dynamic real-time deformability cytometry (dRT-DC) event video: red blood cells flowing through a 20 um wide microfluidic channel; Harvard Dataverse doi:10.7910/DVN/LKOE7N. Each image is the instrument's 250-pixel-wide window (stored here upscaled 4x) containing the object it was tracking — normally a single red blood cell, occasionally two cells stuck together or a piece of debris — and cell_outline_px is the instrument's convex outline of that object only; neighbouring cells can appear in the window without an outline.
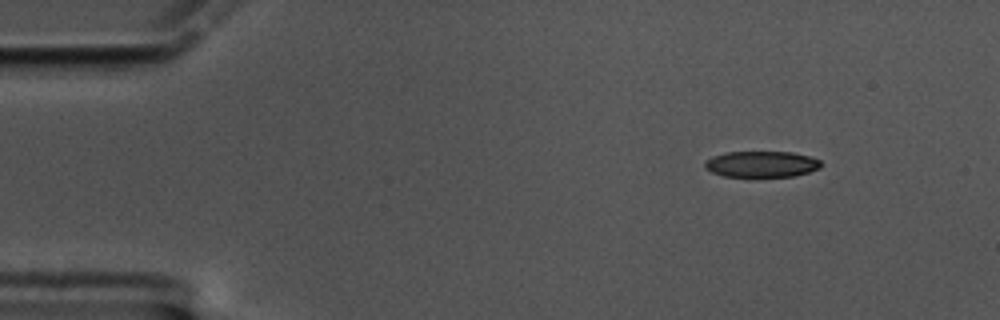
{"species": "common noctule bat (a hibernating species)", "species_latin": "Nyctalus noctula", "temperature_condition": "cold", "stored_images_in_passage": 54, "camera_frame_rate_fps": 3000, "um_per_image_px": 0.085, "animal": {"sex": "male", "body_mass_g": 17.5, "forearm_length_mm": 52.3}, "frame": {"image": 1, "passage_image": 1, "time_ms": 0.0, "image_size_px": [1000, 320], "cell_outline_px": [[824, 164], [820, 168], [796, 176], [724, 176], [712, 172], [704, 168], [704, 160], [712, 156], [724, 152], [792, 152], [808, 156], [820, 160]], "centroid_in_image_um": [64.72, 13.94], "position_along_channel_um": 20.3, "area_um2": 17.74}}
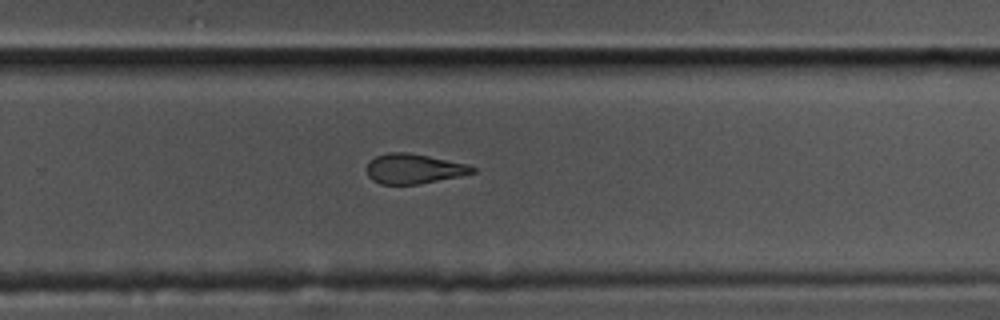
{"frame": {"image": 2, "passage_image": 33, "time_ms": 10.667, "image_size_px": [1000, 320], "cell_outline_px": [[476, 172], [460, 176], [420, 184], [380, 184], [372, 180], [368, 176], [364, 168], [368, 160], [376, 156], [388, 152], [408, 152], [468, 164], [476, 168]], "centroid_in_image_um": [35.12, 14.34], "position_along_channel_um": 294.7, "area_um2": 18.67}}
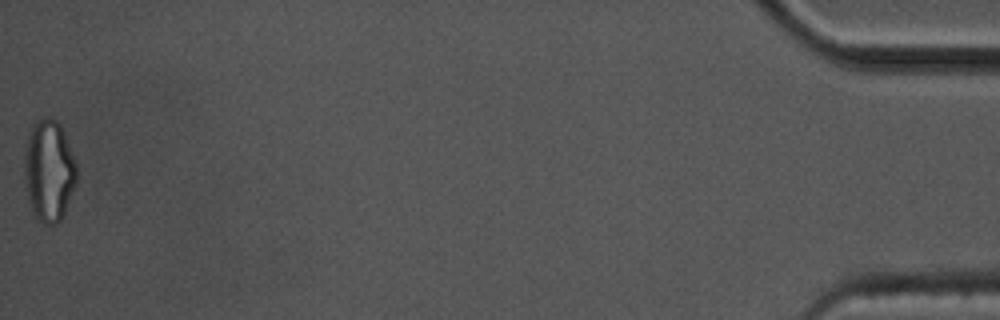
{"frame": {"image": 3, "passage_image": 54, "time_ms": 17.667, "image_size_px": [1000, 320], "cell_outline_px": [[76, 184], [64, 212], [60, 220], [56, 224], [44, 224], [36, 220], [28, 196], [24, 180], [24, 152], [28, 132], [32, 124], [40, 116], [48, 116], [56, 120], [60, 124], [76, 164]], "centroid_in_image_um": [4.13, 14.47], "position_along_channel_um": 431.1, "area_um2": 31.1}, "authors_computed_cell_mechanics": {"area_um2": 20.2011, "velocity_mm_per_s": 3.3469, "shape_relaxation_time_tau1_ms": 8.7568, "shape_relaxation_time_tau2_ms": 4.3958, "deformation_change_tau1": 0.2157, "deformation_change_tau2": 0.1393}}